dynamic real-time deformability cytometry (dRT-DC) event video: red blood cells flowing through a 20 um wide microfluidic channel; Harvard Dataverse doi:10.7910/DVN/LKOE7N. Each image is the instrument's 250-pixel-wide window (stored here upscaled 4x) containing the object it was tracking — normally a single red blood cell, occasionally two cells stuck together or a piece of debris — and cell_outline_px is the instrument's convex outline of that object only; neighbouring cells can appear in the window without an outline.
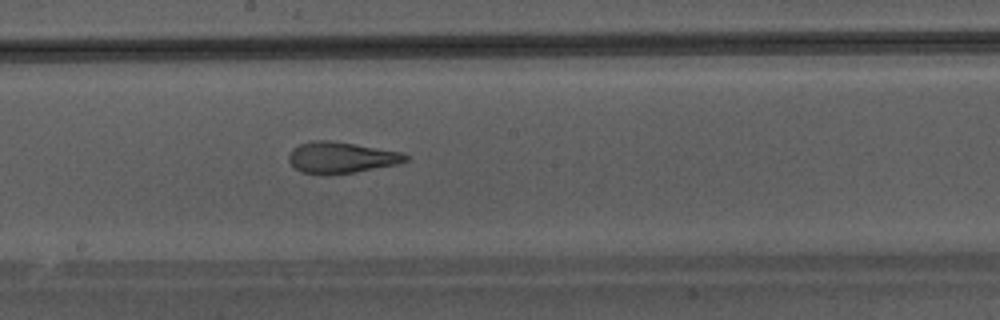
{"species": "Egyptian fruit bat (a non-hibernating species)", "species_latin": "Rousettus aegyptiacus", "temperature_condition": "warm", "stored_images_in_passage": 47, "camera_frame_rate_fps": 3000, "um_per_image_px": 0.085, "animal": {"sex": "male"}, "frame": {"image": 1, "passage_image": 27, "time_ms": 8.667, "image_size_px": [1000, 320], "cell_outline_px": [[408, 160], [396, 164], [352, 172], [304, 172], [296, 168], [288, 160], [288, 156], [292, 148], [300, 144], [316, 140], [328, 140], [400, 152], [408, 156]], "centroid_in_image_um": [28.98, 13.35], "position_along_channel_um": 219.2, "area_um2": 20.17}}